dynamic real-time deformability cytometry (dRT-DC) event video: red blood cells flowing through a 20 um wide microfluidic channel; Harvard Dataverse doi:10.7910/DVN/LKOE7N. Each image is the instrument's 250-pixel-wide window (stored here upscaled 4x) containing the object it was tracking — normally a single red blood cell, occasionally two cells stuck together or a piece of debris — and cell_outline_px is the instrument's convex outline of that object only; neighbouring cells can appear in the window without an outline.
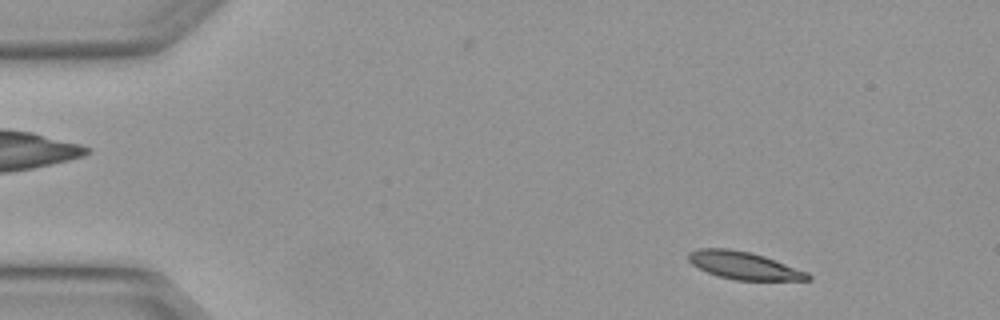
{"species": "Egyptian fruit bat (a non-hibernating species)", "species_latin": "Rousettus aegyptiacus", "temperature_condition": "warm", "stored_images_in_passage": 4, "segment_of_instrument_passage": [2, 2], "camera_frame_rate_fps": 3000, "um_per_image_px": 0.085, "animal": {"sex": "female"}, "frame": {"image": 1, "passage_image": 4, "time_ms": 1.0, "image_size_px": [1000, 320], "cell_outline_px": [[812, 280], [736, 280], [720, 276], [708, 272], [692, 264], [688, 260], [688, 252], [700, 248], [728, 248], [752, 252], [764, 256], [808, 272], [812, 276]], "centroid_in_image_um": [63.25, 22.56], "position_along_channel_um": 21.8, "area_um2": 19.13}}